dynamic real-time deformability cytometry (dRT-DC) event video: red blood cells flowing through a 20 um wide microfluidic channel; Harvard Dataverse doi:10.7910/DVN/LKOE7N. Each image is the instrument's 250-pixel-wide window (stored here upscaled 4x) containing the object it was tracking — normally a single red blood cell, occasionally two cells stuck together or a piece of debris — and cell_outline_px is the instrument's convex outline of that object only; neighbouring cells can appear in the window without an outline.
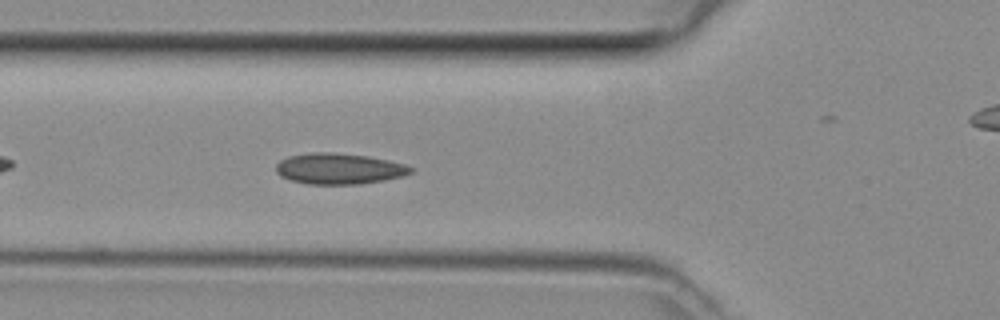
{"species": "common noctule bat (a hibernating species)", "species_latin": "Nyctalus noctula", "temperature_condition": "room temperature", "stored_images_in_passage": 38, "camera_frame_rate_fps": 3000, "um_per_image_px": 0.085, "animal": {"sex": "female", "body_mass_g": 29.2, "forearm_length_mm": 56.3}, "frame": {"image": 1, "passage_image": 6, "time_ms": 1.667, "image_size_px": [1000, 320], "cell_outline_px": [[416, 172], [404, 176], [384, 180], [360, 184], [308, 184], [288, 180], [280, 176], [276, 172], [276, 164], [280, 160], [288, 156], [316, 152], [332, 152], [368, 156], [388, 160], [404, 164], [412, 168]], "centroid_in_image_um": [28.82, 14.34], "position_along_channel_um": 97.0, "area_um2": 24.45}}
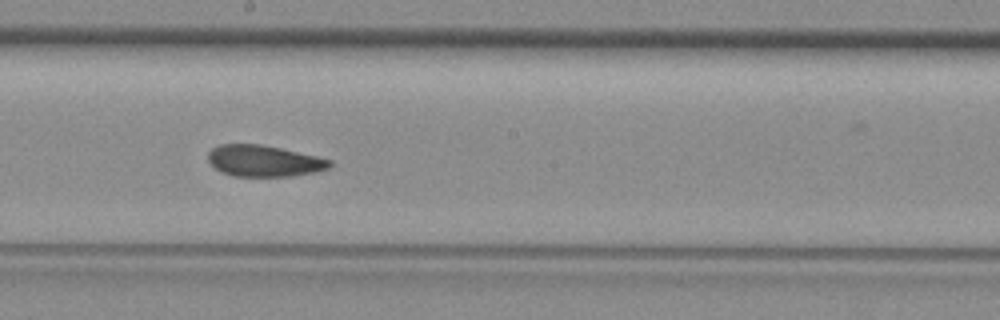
{"frame": {"image": 2, "passage_image": 15, "time_ms": 4.667, "image_size_px": [1000, 320], "cell_outline_px": [[332, 164], [328, 168], [316, 172], [292, 176], [232, 176], [216, 168], [208, 160], [208, 152], [212, 148], [220, 144], [260, 144], [280, 148], [316, 156], [332, 160]], "centroid_in_image_um": [22.44, 13.67], "position_along_channel_um": 225.8, "area_um2": 22.08}}
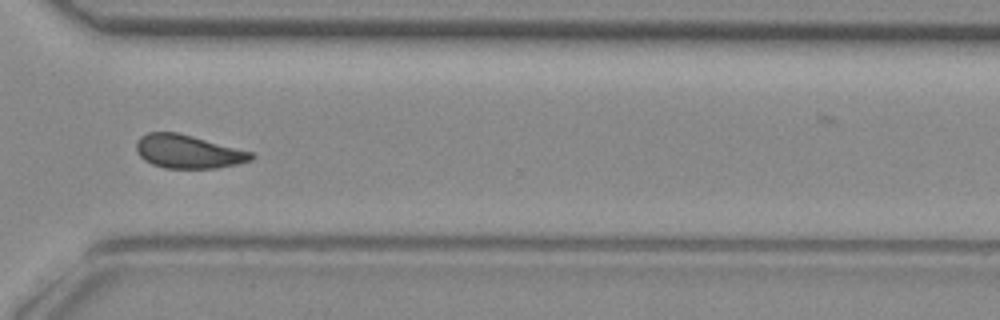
{"frame": {"image": 3, "passage_image": 24, "time_ms": 7.667, "image_size_px": [1000, 320], "cell_outline_px": [[256, 156], [252, 160], [236, 164], [216, 168], [164, 168], [152, 164], [144, 160], [136, 152], [136, 140], [140, 136], [148, 132], [176, 132], [192, 136], [252, 152]], "centroid_in_image_um": [15.95, 12.88], "position_along_channel_um": 354.6, "area_um2": 22.37}}